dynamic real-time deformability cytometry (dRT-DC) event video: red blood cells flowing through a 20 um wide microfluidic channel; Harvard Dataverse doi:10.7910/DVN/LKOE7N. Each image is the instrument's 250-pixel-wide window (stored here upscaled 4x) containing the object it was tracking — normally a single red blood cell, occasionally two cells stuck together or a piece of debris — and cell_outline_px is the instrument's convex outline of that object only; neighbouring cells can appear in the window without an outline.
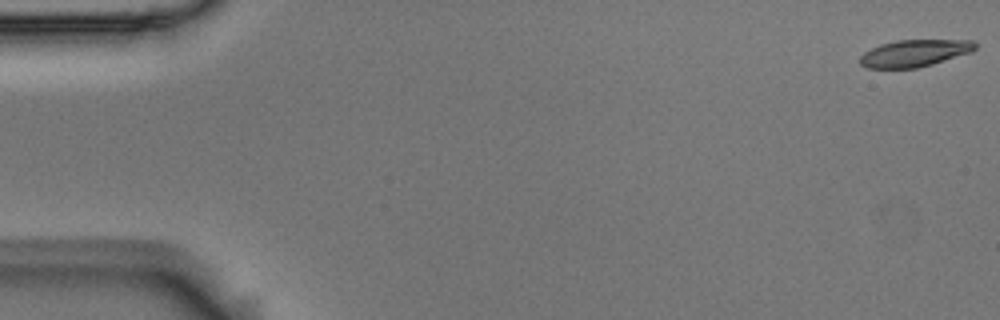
{"species": "Egyptian fruit bat (a non-hibernating species)", "species_latin": "Rousettus aegyptiacus", "temperature_condition": "room temperature", "stored_images_in_passage": 5, "camera_frame_rate_fps": 3000, "um_per_image_px": 0.085, "animal": {"sex": "male"}, "frame": {"image": 1, "passage_image": 1, "time_ms": 0.0, "image_size_px": [1000, 320], "cell_outline_px": [[976, 48], [972, 52], [932, 64], [916, 68], [868, 68], [860, 64], [860, 56], [864, 52], [880, 44], [896, 40], [972, 40], [976, 44]], "centroid_in_image_um": [77.73, 4.52], "position_along_channel_um": 7.3, "area_um2": 18.09}}
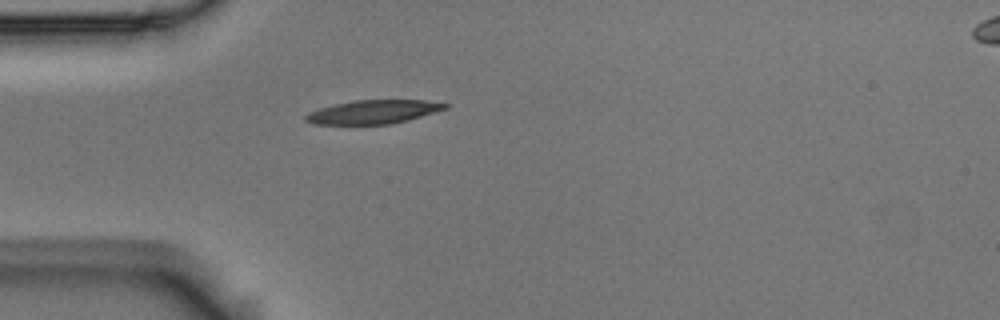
{"frame": {"image": 2, "passage_image": 5, "time_ms": 1.333, "image_size_px": [1000, 320], "cell_outline_px": [[448, 108], [408, 120], [388, 124], [312, 124], [304, 120], [304, 116], [308, 112], [320, 108], [336, 104], [356, 100], [424, 100], [448, 104]], "centroid_in_image_um": [31.7, 9.51], "position_along_channel_um": 53.3, "area_um2": 19.07}}